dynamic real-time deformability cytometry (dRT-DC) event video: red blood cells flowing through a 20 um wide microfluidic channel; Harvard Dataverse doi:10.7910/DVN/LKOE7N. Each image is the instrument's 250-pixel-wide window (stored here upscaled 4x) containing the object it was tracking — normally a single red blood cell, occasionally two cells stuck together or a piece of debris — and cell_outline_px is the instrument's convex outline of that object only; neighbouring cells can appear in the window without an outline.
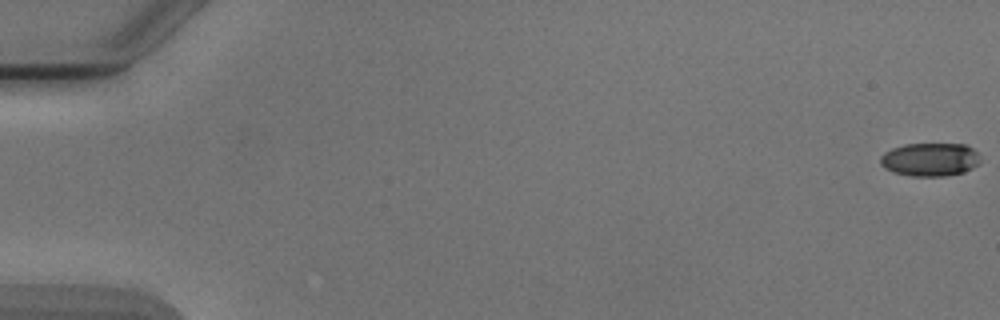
{"species": "Egyptian fruit bat (a non-hibernating species)", "species_latin": "Rousettus aegyptiacus", "temperature_condition": "cold", "stored_images_in_passage": 5, "camera_frame_rate_fps": 3000, "um_per_image_px": 0.085, "animal": {"sex": "male"}, "frame": {"image": 1, "passage_image": 1, "time_ms": 0.0, "image_size_px": [1000, 320], "cell_outline_px": [[980, 164], [964, 172], [948, 176], [912, 176], [892, 172], [884, 168], [880, 164], [880, 156], [884, 152], [892, 148], [904, 144], [964, 144], [972, 148], [976, 152], [980, 160]], "centroid_in_image_um": [79.04, 13.56], "position_along_channel_um": 6.0, "area_um2": 19.59}}
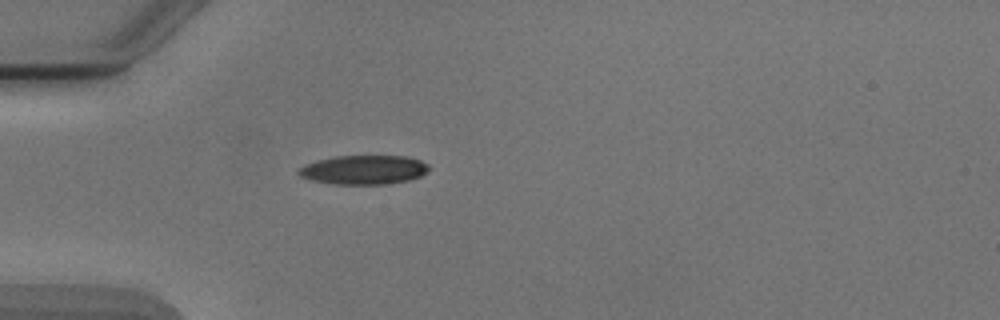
{"frame": {"image": 2, "passage_image": 5, "time_ms": 5.333, "image_size_px": [1000, 320], "cell_outline_px": [[432, 168], [428, 172], [420, 176], [408, 180], [384, 184], [336, 184], [312, 180], [300, 176], [296, 172], [304, 164], [316, 160], [336, 156], [404, 156], [420, 160], [428, 164]], "centroid_in_image_um": [30.93, 14.42], "position_along_channel_um": 54.1, "area_um2": 22.14}}